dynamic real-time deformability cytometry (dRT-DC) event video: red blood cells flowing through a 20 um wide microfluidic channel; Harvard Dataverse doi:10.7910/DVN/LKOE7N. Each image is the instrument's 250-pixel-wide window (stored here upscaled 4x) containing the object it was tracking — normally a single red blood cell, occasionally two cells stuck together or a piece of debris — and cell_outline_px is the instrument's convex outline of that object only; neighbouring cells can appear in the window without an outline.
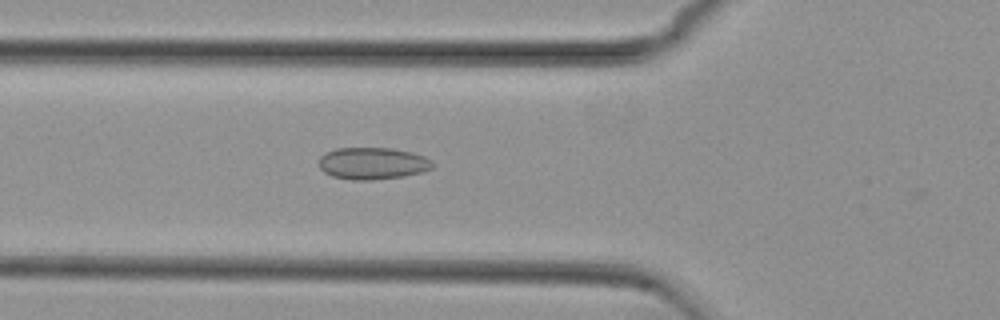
{"species": "common noctule bat (a hibernating species)", "species_latin": "Nyctalus noctula", "temperature_condition": "cold", "stored_images_in_passage": 41, "camera_frame_rate_fps": 3000, "um_per_image_px": 0.085, "animal": {"sex": "female", "body_mass_g": 29.2, "forearm_length_mm": 56.3}, "frame": {"image": 1, "passage_image": 6, "time_ms": 1.667, "image_size_px": [1000, 320], "cell_outline_px": [[436, 164], [432, 168], [420, 172], [404, 176], [372, 180], [352, 180], [332, 176], [324, 172], [320, 168], [320, 156], [324, 152], [336, 148], [392, 148], [412, 152], [424, 156], [432, 160]], "centroid_in_image_um": [31.68, 13.88], "position_along_channel_um": 94.1, "area_um2": 21.33}}
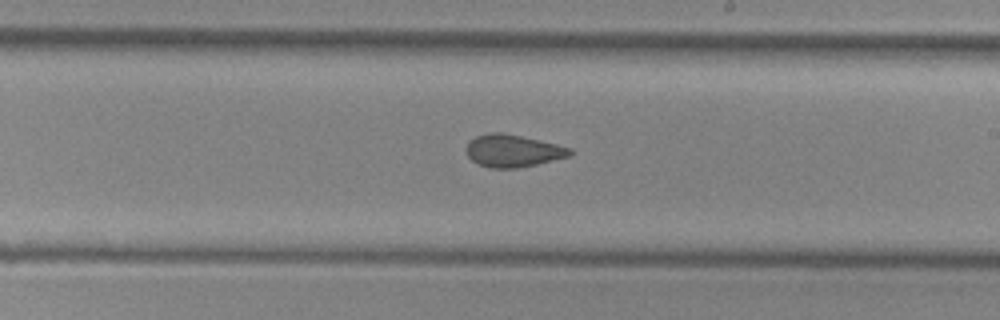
{"frame": {"image": 2, "passage_image": 18, "time_ms": 5.667, "image_size_px": [1000, 320], "cell_outline_px": [[572, 156], [520, 168], [488, 168], [476, 164], [468, 156], [464, 148], [468, 140], [476, 136], [488, 132], [500, 132], [520, 136], [556, 144], [572, 148]], "centroid_in_image_um": [43.55, 12.83], "position_along_channel_um": 245.4, "area_um2": 19.88}}
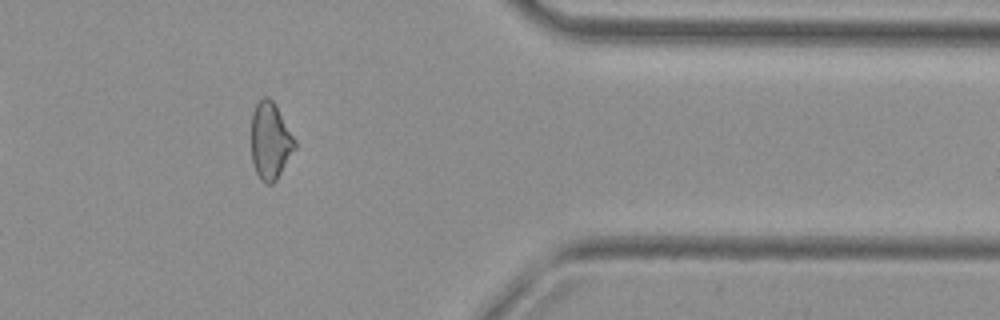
{"frame": {"image": 3, "passage_image": 31, "time_ms": 10.0, "image_size_px": [1000, 320], "cell_outline_px": [[296, 148], [276, 180], [272, 184], [264, 184], [260, 180], [256, 172], [252, 160], [252, 112], [256, 104], [264, 96], [268, 96], [276, 104], [296, 140]], "centroid_in_image_um": [22.99, 11.97], "position_along_channel_um": 388.4, "area_um2": 19.65}, "authors_computed_cell_mechanics": {"area_um2": 19.941, "velocity_mm_per_s": 3.7692, "shape_relaxation_time_tau1_ms": null, "shape_relaxation_time_tau2_ms": 2.5321, "deformation_change_tau1": null, "deformation_change_tau2": 0.0804}}